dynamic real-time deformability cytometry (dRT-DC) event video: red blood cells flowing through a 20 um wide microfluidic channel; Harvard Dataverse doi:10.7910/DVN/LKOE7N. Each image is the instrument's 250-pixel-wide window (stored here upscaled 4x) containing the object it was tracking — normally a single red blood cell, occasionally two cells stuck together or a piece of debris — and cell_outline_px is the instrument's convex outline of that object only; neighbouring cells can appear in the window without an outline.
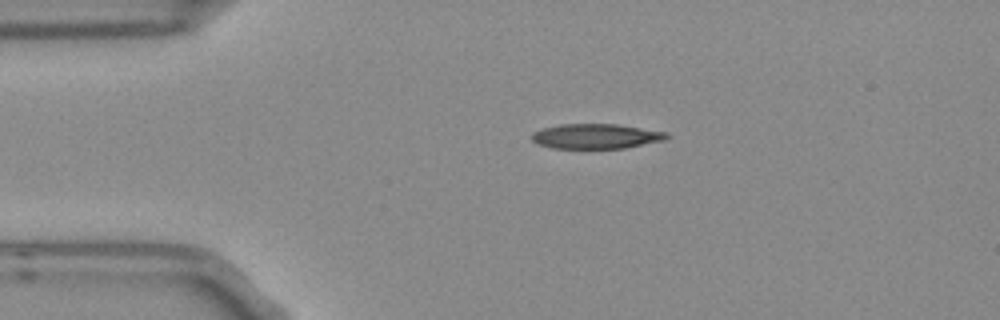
{"species": "Egyptian fruit bat (a non-hibernating species)", "species_latin": "Rousettus aegyptiacus", "temperature_condition": "room temperature", "stored_images_in_passage": 2, "camera_frame_rate_fps": 3000, "um_per_image_px": 0.085, "frame": {"image": 1, "passage_image": 1, "time_ms": 0.0, "image_size_px": [1000, 320], "cell_outline_px": [[672, 136], [664, 140], [624, 148], [552, 148], [540, 144], [532, 140], [532, 132], [540, 128], [560, 124], [616, 124], [668, 132]], "centroid_in_image_um": [50.67, 11.57], "position_along_channel_um": 34.3, "area_um2": 19.59}}